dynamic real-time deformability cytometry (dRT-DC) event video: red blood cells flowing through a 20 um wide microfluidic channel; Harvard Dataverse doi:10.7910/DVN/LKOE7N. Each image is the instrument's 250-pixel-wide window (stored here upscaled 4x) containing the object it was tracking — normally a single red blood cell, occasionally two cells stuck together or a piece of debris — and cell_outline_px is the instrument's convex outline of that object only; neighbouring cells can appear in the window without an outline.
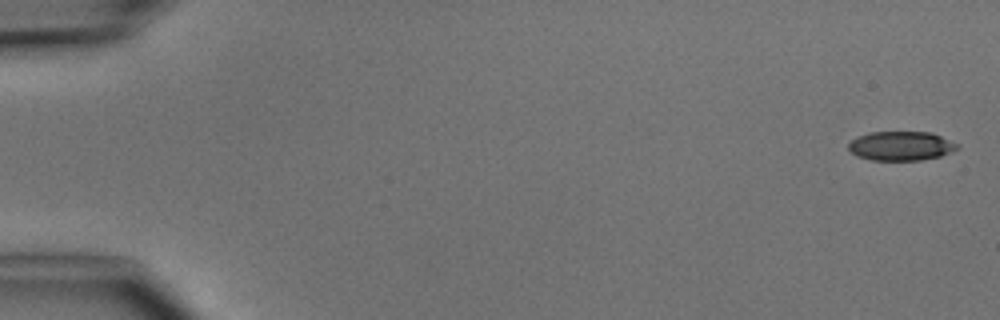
{"species": "common noctule bat (a hibernating species)", "species_latin": "Nyctalus noctula", "temperature_condition": "cold", "stored_images_in_passage": 5, "camera_frame_rate_fps": 3000, "um_per_image_px": 0.085, "animal": {"sex": "male", "body_mass_g": 15.6}, "frame": {"image": 1, "passage_image": 1, "time_ms": 0.0, "image_size_px": [1000, 320], "cell_outline_px": [[960, 148], [940, 156], [920, 160], [872, 160], [856, 156], [848, 148], [848, 144], [852, 140], [860, 136], [872, 132], [932, 132], [960, 144]], "centroid_in_image_um": [76.63, 12.4], "position_along_channel_um": 8.4, "area_um2": 18.5}}
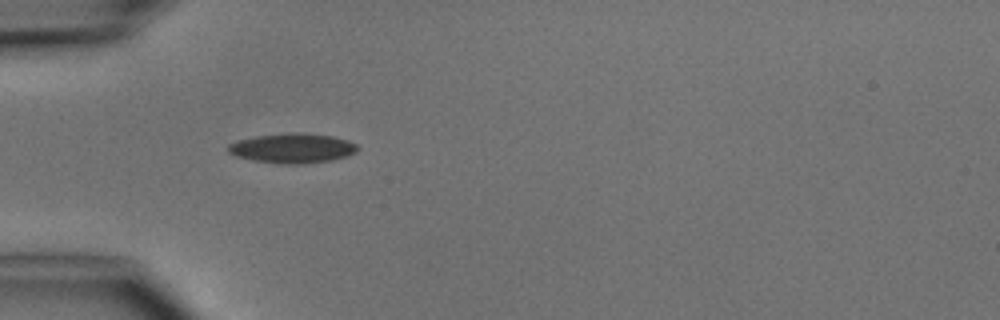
{"frame": {"image": 2, "passage_image": 5, "time_ms": 4.667, "image_size_px": [1000, 320], "cell_outline_px": [[360, 148], [356, 152], [348, 156], [332, 160], [304, 164], [284, 164], [252, 160], [236, 156], [228, 152], [228, 144], [236, 140], [256, 136], [296, 132], [300, 132], [332, 136], [348, 140], [356, 144]], "centroid_in_image_um": [24.88, 12.6], "position_along_channel_um": 60.1, "area_um2": 22.54}}